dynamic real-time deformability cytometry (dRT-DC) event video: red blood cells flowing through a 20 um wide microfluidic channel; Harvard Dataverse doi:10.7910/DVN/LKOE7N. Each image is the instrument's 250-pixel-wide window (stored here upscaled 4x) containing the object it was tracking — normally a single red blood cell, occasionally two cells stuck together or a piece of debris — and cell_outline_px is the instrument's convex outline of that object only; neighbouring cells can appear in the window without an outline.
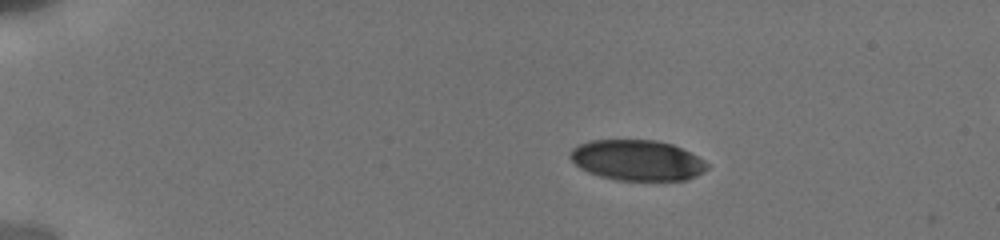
{"species": "human", "species_latin": "Homo sapiens", "temperature_condition": "cold", "stored_images_in_passage": 24, "camera_frame_rate_fps": 3000, "um_per_image_px": 0.085, "donor": {"sex": "male"}, "frame": {"image": 1, "passage_image": 9, "time_ms": 3.667, "image_size_px": [1000, 240], "cell_outline_px": [[708, 168], [704, 172], [684, 180], [616, 180], [600, 176], [588, 172], [580, 168], [568, 156], [568, 152], [572, 148], [588, 140], [656, 140], [672, 144], [704, 160], [708, 164]], "centroid_in_image_um": [54.12, 13.62], "position_along_channel_um": 30.9, "area_um2": 32.31}}
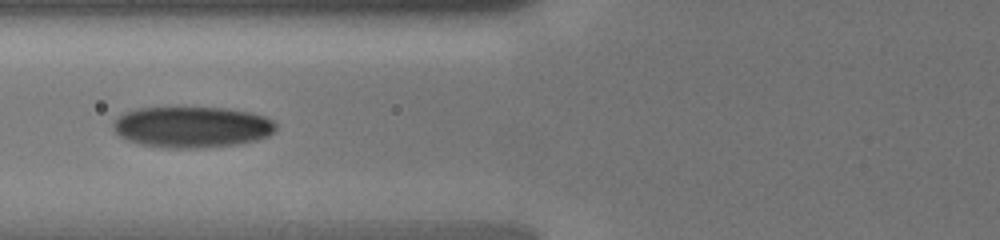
{"frame": {"image": 2, "passage_image": 18, "time_ms": 8.0, "image_size_px": [1000, 240], "cell_outline_px": [[276, 132], [268, 136], [256, 140], [240, 144], [196, 148], [164, 148], [140, 144], [128, 140], [120, 136], [112, 128], [112, 124], [124, 112], [136, 108], [176, 104], [228, 108], [252, 112], [264, 116], [272, 120], [276, 124]], "centroid_in_image_um": [16.31, 10.74], "position_along_channel_um": 109.5, "area_um2": 40.46}}
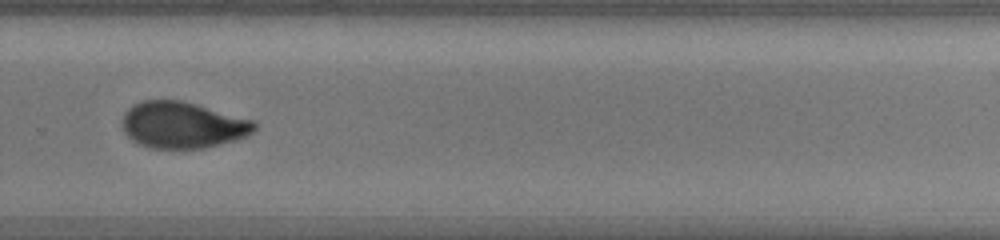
{"frame": {"image": 3, "passage_image": 24, "time_ms": 13.333, "image_size_px": [1000, 240], "cell_outline_px": [[256, 128], [248, 136], [236, 140], [204, 148], [152, 148], [136, 144], [124, 132], [120, 120], [124, 112], [132, 104], [144, 100], [180, 100], [196, 104], [256, 120]], "centroid_in_image_um": [15.5, 10.62], "position_along_channel_um": 314.3, "area_um2": 36.18}}